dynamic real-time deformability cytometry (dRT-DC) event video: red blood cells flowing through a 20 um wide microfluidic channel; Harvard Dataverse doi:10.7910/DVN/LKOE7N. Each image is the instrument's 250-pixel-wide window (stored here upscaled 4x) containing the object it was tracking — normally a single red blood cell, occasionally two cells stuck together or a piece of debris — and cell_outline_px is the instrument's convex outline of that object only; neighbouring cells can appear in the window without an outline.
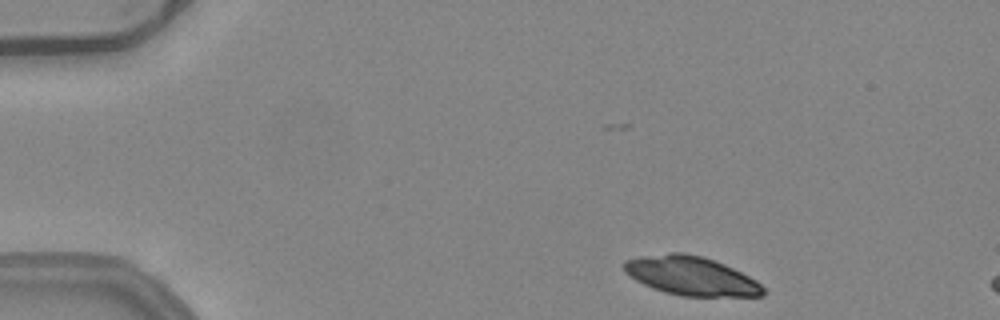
{"species": "common noctule bat (a hibernating species)", "species_latin": "Nyctalus noctula", "temperature_condition": "warm", "stored_images_in_passage": 7, "camera_frame_rate_fps": 3000, "um_per_image_px": 0.085, "animal": {"sex": "female", "body_mass_g": 24.6, "forearm_length_mm": 56.2}, "frame": {"image": 1, "passage_image": 2, "time_ms": 0.333, "image_size_px": [1000, 320], "cell_outline_px": [[764, 296], [680, 296], [664, 292], [652, 288], [628, 276], [624, 272], [624, 260], [640, 256], [672, 252], [684, 252], [704, 256], [724, 264], [756, 280], [764, 288]], "centroid_in_image_um": [58.71, 23.44], "position_along_channel_um": 26.3, "area_um2": 31.62}}